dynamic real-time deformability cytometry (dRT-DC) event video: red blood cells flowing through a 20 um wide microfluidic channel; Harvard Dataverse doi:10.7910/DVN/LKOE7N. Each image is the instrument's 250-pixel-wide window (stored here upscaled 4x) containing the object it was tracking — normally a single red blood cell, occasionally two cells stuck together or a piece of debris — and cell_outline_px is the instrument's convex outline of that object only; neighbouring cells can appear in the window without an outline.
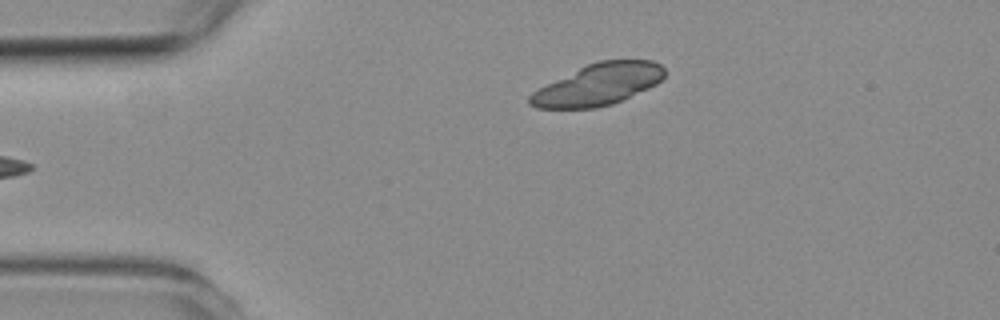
{"species": "common noctule bat (a hibernating species)", "species_latin": "Nyctalus noctula", "temperature_condition": "room temperature", "stored_images_in_passage": 6, "camera_frame_rate_fps": 3000, "um_per_image_px": 0.085, "animal": {"sex": "female", "body_mass_g": 19.3, "forearm_length_mm": 54.1}, "frame": {"image": 1, "passage_image": 6, "time_ms": 6.0, "image_size_px": [1000, 320], "cell_outline_px": [[664, 76], [656, 84], [648, 88], [612, 104], [596, 108], [536, 108], [528, 104], [528, 96], [532, 92], [588, 64], [600, 60], [652, 60], [660, 64], [664, 68]], "centroid_in_image_um": [50.85, 7.19], "position_along_channel_um": 34.1, "area_um2": 32.08}}